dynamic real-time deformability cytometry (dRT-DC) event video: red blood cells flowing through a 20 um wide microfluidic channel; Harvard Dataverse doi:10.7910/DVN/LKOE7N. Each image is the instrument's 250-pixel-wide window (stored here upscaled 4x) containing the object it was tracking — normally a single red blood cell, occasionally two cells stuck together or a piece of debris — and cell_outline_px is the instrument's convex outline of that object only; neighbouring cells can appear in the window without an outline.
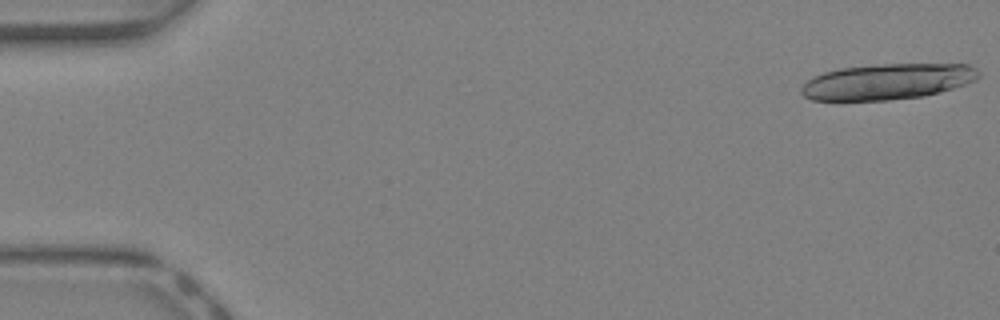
{"species": "Egyptian fruit bat (a non-hibernating species)", "species_latin": "Rousettus aegyptiacus", "temperature_condition": "warm", "stored_images_in_passage": 15, "camera_frame_rate_fps": 3000, "um_per_image_px": 0.085, "animal": {"sex": "female"}, "frame": {"image": 1, "passage_image": 1, "time_ms": 0.0, "image_size_px": [1000, 320], "cell_outline_px": [[980, 76], [976, 80], [940, 92], [924, 96], [888, 100], [812, 100], [804, 96], [800, 92], [800, 88], [808, 80], [824, 72], [840, 68], [876, 64], [968, 64], [976, 68], [980, 72]], "centroid_in_image_um": [75.44, 6.93], "position_along_channel_um": 9.6, "area_um2": 36.99}}